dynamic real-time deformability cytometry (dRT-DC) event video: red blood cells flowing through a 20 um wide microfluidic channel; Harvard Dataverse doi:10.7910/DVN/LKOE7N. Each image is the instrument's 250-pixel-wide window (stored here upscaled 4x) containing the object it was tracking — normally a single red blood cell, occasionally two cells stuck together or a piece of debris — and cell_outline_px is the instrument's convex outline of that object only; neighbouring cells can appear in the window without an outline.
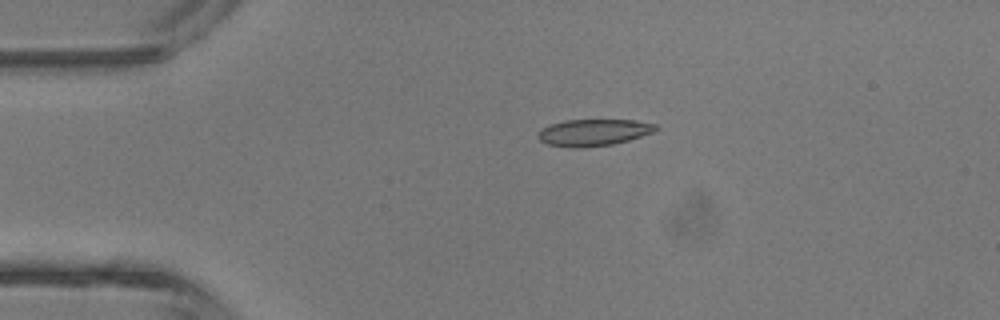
{"species": "common noctule bat (a hibernating species)", "species_latin": "Nyctalus noctula", "temperature_condition": "room temperature", "stored_images_in_passage": 4, "camera_frame_rate_fps": 3000, "um_per_image_px": 0.085, "animal": {"sex": "male", "body_mass_g": 13.3}, "frame": {"image": 1, "passage_image": 3, "time_ms": 2.333, "image_size_px": [1000, 320], "cell_outline_px": [[660, 128], [652, 132], [628, 140], [612, 144], [580, 148], [572, 148], [548, 144], [540, 140], [536, 136], [544, 128], [552, 124], [564, 120], [636, 120], [656, 124]], "centroid_in_image_um": [50.47, 11.26], "position_along_channel_um": 34.5, "area_um2": 18.15}}